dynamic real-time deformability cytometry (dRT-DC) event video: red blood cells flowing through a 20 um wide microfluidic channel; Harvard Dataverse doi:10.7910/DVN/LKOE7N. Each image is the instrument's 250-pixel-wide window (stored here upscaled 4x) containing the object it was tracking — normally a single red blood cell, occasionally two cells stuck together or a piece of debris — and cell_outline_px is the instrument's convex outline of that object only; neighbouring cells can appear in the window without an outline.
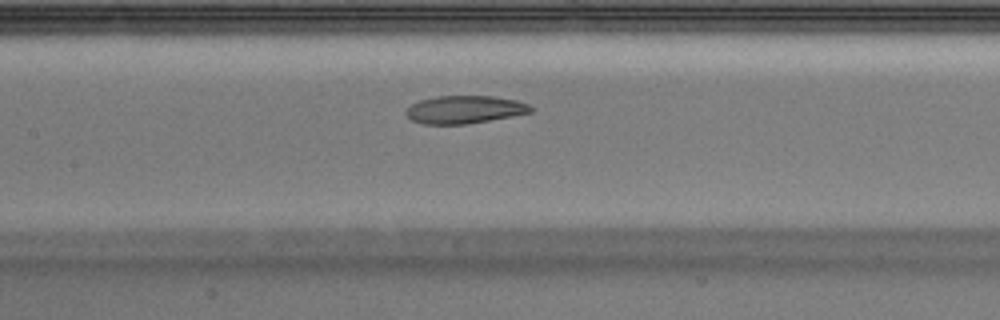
{"species": "Egyptian fruit bat (a non-hibernating species)", "species_latin": "Rousettus aegyptiacus", "temperature_condition": "warm", "stored_images_in_passage": 22, "camera_frame_rate_fps": 3000, "um_per_image_px": 0.085, "animal": {"sex": "male"}, "frame": {"image": 1, "passage_image": 7, "time_ms": 2.0, "image_size_px": [1000, 320], "cell_outline_px": [[536, 108], [532, 112], [512, 116], [468, 124], [424, 124], [412, 120], [404, 112], [412, 104], [420, 100], [436, 96], [492, 96], [516, 100], [528, 104]], "centroid_in_image_um": [39.52, 9.31], "position_along_channel_um": 167.9, "area_um2": 20.23}}